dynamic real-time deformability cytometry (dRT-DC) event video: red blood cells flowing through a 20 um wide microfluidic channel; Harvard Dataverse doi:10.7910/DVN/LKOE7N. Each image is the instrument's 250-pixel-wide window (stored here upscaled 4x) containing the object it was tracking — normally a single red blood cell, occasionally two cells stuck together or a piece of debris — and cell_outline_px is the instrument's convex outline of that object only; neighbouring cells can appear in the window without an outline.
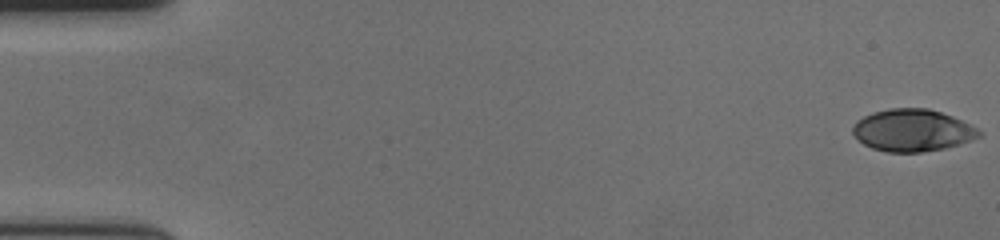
{"species": "human", "species_latin": "Homo sapiens", "temperature_condition": "cold", "stored_images_in_passage": 58, "camera_frame_rate_fps": 3000, "um_per_image_px": 0.085, "donor": {"sex": "female"}, "frame": {"image": 1, "passage_image": 1, "time_ms": 0.0, "image_size_px": [1000, 240], "cell_outline_px": [[984, 136], [944, 148], [920, 152], [888, 152], [872, 148], [864, 144], [852, 132], [852, 128], [856, 120], [872, 112], [888, 108], [928, 108], [952, 116], [984, 132]], "centroid_in_image_um": [77.56, 11.07], "position_along_channel_um": 7.4, "area_um2": 30.92}}
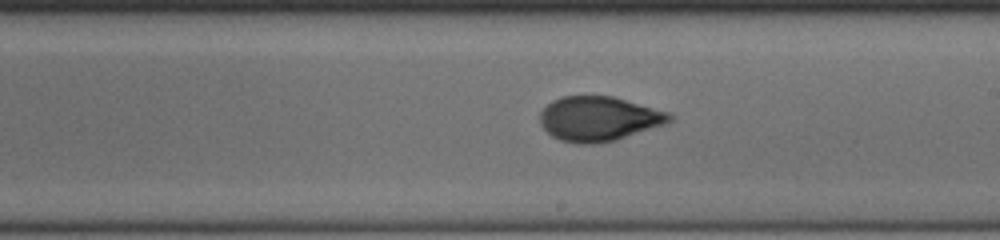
{"frame": {"image": 2, "passage_image": 34, "time_ms": 11.0, "image_size_px": [1000, 240], "cell_outline_px": [[672, 120], [664, 124], [616, 140], [600, 144], [576, 144], [560, 140], [552, 136], [540, 124], [540, 112], [552, 100], [560, 96], [612, 96], [668, 112], [672, 116]], "centroid_in_image_um": [50.86, 10.1], "position_along_channel_um": 238.1, "area_um2": 33.58}}
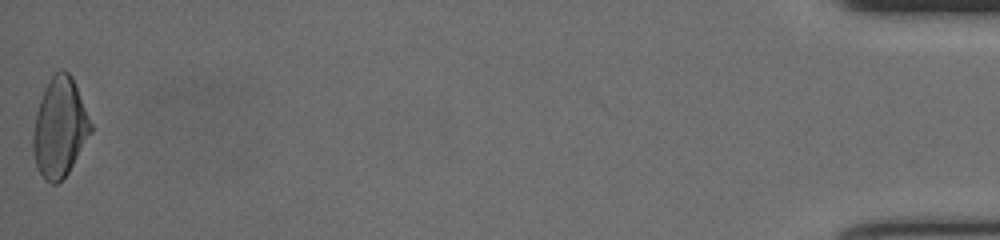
{"frame": {"image": 3, "passage_image": 58, "time_ms": 19.0, "image_size_px": [1000, 240], "cell_outline_px": [[92, 132], [68, 172], [56, 184], [52, 184], [44, 180], [36, 164], [32, 148], [32, 132], [36, 112], [44, 88], [52, 76], [60, 68], [64, 68], [72, 76], [92, 124]], "centroid_in_image_um": [5.06, 10.82], "position_along_channel_um": 430.1, "area_um2": 33.29}, "authors_computed_cell_mechanics": {"area_um2": 32.8882, "velocity_mm_per_s": 3.6373, "shape_relaxation_time_tau1_ms": 5.4203, "shape_relaxation_time_tau2_ms": 1.3521, "deformation_change_tau1": 0.1808, "deformation_change_tau2": 0.0592}}